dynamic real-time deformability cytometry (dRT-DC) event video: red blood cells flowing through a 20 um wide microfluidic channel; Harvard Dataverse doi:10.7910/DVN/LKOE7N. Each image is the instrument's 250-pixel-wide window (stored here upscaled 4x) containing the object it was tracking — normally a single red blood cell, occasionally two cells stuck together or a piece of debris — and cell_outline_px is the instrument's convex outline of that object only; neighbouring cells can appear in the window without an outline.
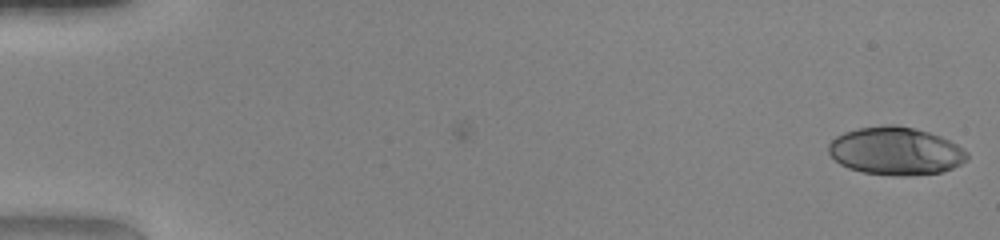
{"species": "human", "species_latin": "Homo sapiens", "temperature_condition": "warm", "stored_images_in_passage": 49, "camera_frame_rate_fps": 3000, "um_per_image_px": 0.085, "donor": {"sex": "female"}, "frame": {"image": 1, "passage_image": 1, "time_ms": 0.0, "image_size_px": [1000, 240], "cell_outline_px": [[968, 160], [952, 168], [940, 172], [908, 176], [900, 176], [864, 172], [848, 168], [840, 164], [828, 152], [828, 144], [836, 136], [844, 132], [856, 128], [884, 124], [896, 124], [916, 128], [940, 136], [964, 148], [968, 152]], "centroid_in_image_um": [76.13, 12.82], "position_along_channel_um": 8.9, "area_um2": 38.9}}
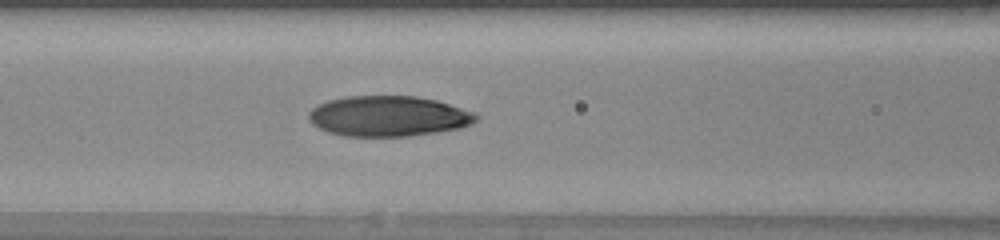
{"frame": {"image": 2, "passage_image": 22, "time_ms": 7.0, "image_size_px": [1000, 240], "cell_outline_px": [[480, 116], [472, 124], [460, 128], [436, 132], [408, 136], [344, 136], [328, 132], [312, 124], [308, 120], [308, 112], [316, 104], [328, 100], [348, 96], [416, 96], [436, 100], [476, 112]], "centroid_in_image_um": [33.01, 9.87], "position_along_channel_um": 133.6, "area_um2": 39.71}}
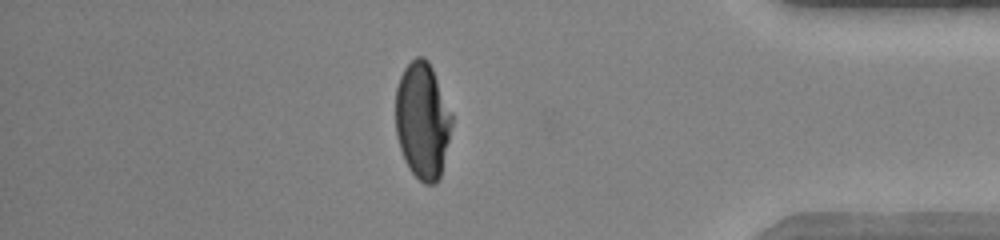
{"frame": {"image": 3, "passage_image": 43, "time_ms": 14.0, "image_size_px": [1000, 240], "cell_outline_px": [[452, 124], [440, 180], [436, 184], [424, 184], [408, 168], [404, 160], [396, 136], [396, 88], [400, 76], [404, 68], [416, 56], [424, 56], [428, 60], [432, 68], [452, 116]], "centroid_in_image_um": [35.9, 10.27], "position_along_channel_um": 399.3, "area_um2": 38.15}, "authors_computed_cell_mechanics": {"area_um2": 39.1884, "velocity_mm_per_s": 4.2138, "shape_relaxation_time_tau1_ms": 7.4575, "shape_relaxation_time_tau2_ms": 0.7584, "deformation_change_tau1": 0.3057, "deformation_change_tau2": 0.0449}}